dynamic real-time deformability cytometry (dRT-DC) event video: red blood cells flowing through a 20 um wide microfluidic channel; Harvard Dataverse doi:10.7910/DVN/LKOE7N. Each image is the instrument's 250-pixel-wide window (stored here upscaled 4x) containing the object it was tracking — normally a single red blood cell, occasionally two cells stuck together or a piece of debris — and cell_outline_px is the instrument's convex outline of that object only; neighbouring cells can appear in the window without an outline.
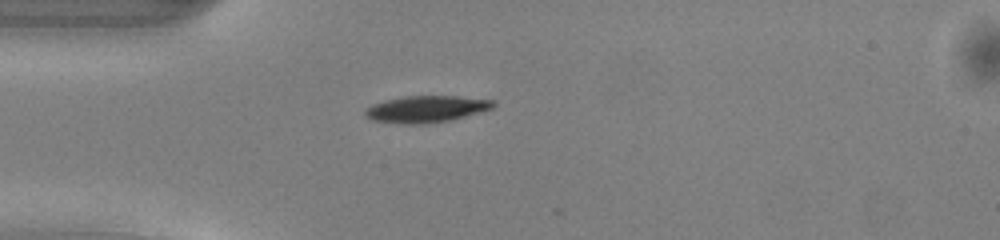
{"species": "common noctule bat (a hibernating species)", "species_latin": "Nyctalus noctula", "temperature_condition": "warm", "stored_images_in_passage": 37, "camera_frame_rate_fps": 3000, "um_per_image_px": 0.085, "animal": {"sex": "male", "body_mass_g": 13.0, "forearm_length_mm": 53.1}, "frame": {"image": 1, "passage_image": 1, "time_ms": 0.0, "image_size_px": [1000, 240], "cell_outline_px": [[496, 104], [492, 108], [452, 120], [424, 124], [404, 124], [372, 120], [364, 116], [364, 112], [372, 104], [404, 96], [456, 96], [496, 100]], "centroid_in_image_um": [36.25, 9.27], "position_along_channel_um": 48.8, "area_um2": 19.88}}
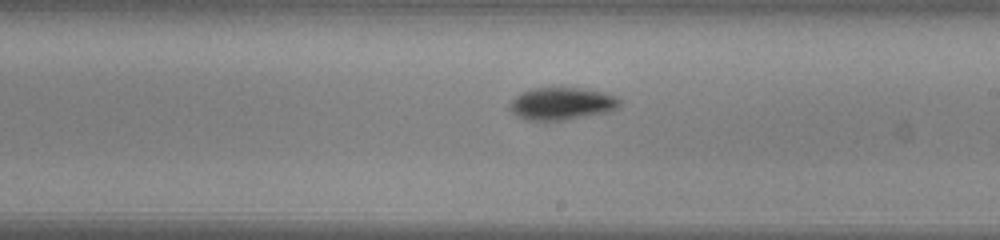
{"frame": {"image": 2, "passage_image": 16, "time_ms": 5.0, "image_size_px": [1000, 240], "cell_outline_px": [[620, 104], [616, 108], [604, 112], [564, 120], [532, 120], [520, 116], [508, 108], [508, 104], [520, 92], [532, 88], [584, 88], [604, 92], [616, 96], [620, 100]], "centroid_in_image_um": [47.74, 8.78], "position_along_channel_um": 241.3, "area_um2": 20.46}}
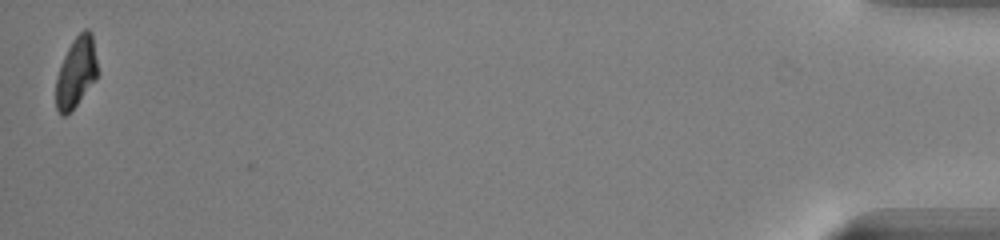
{"frame": {"image": 3, "passage_image": 37, "time_ms": 12.0, "image_size_px": [1000, 240], "cell_outline_px": [[96, 80], [76, 104], [64, 116], [60, 116], [56, 108], [56, 76], [64, 56], [72, 40], [84, 28], [88, 28], [92, 32], [96, 60]], "centroid_in_image_um": [6.46, 6.12], "position_along_channel_um": 428.7, "area_um2": 16.88}, "authors_computed_cell_mechanics": {"area_um2": 19.4786, "velocity_mm_per_s": 4.098, "shape_relaxation_time_tau1_ms": 2.0879, "shape_relaxation_time_tau2_ms": 8.679, "deformation_change_tau1": 0.1358, "deformation_change_tau2": 0.1362}}